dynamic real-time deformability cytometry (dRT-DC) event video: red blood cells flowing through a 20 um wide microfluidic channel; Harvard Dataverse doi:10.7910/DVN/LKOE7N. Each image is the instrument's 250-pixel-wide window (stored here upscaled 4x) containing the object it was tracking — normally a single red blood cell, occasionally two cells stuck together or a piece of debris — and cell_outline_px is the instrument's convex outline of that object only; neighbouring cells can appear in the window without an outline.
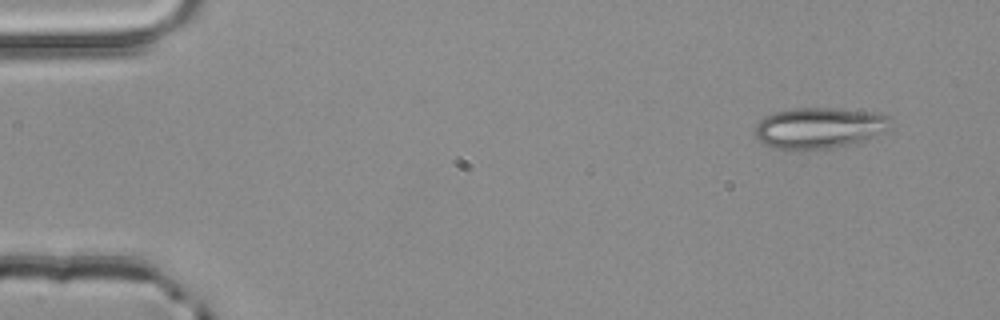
{"species": "common noctule bat (a hibernating species)", "species_latin": "Nyctalus noctula", "temperature_condition": "room temperature", "stored_images_in_passage": 3, "camera_frame_rate_fps": 3000, "um_per_image_px": 0.085, "animal": {"sex": "male", "body_mass_g": 20.4}, "frame": {"image": 1, "passage_image": 1, "time_ms": 0.0, "image_size_px": [1000, 320], "cell_outline_px": [[892, 128], [888, 132], [864, 140], [832, 148], [804, 152], [776, 148], [764, 144], [756, 136], [756, 124], [764, 116], [776, 112], [792, 108], [832, 108], [880, 112], [888, 116], [892, 124]], "centroid_in_image_um": [69.69, 10.89], "position_along_channel_um": 15.3, "area_um2": 33.12}}